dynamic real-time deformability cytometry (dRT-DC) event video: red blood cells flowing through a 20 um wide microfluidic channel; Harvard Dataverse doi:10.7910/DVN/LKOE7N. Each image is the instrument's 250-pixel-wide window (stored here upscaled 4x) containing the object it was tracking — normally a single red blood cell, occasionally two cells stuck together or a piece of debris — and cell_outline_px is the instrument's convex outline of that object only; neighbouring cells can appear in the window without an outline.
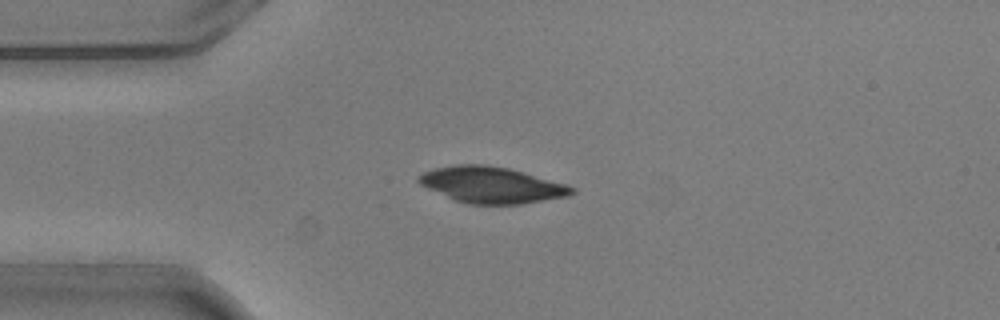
{"species": "common noctule bat (a hibernating species)", "species_latin": "Nyctalus noctula", "temperature_condition": "warm", "stored_images_in_passage": 4, "camera_frame_rate_fps": 3000, "um_per_image_px": 0.085, "animal": {"sex": "male", "body_mass_g": 20.5, "forearm_length_mm": 52.5}, "frame": {"image": 1, "passage_image": 2, "time_ms": 0.333, "image_size_px": [1000, 320], "cell_outline_px": [[576, 192], [568, 196], [520, 204], [468, 204], [456, 200], [428, 188], [420, 184], [416, 180], [416, 176], [432, 168], [456, 164], [484, 164], [508, 168], [524, 172], [564, 184], [576, 188]], "centroid_in_image_um": [41.76, 15.71], "position_along_channel_um": 43.2, "area_um2": 32.14}}